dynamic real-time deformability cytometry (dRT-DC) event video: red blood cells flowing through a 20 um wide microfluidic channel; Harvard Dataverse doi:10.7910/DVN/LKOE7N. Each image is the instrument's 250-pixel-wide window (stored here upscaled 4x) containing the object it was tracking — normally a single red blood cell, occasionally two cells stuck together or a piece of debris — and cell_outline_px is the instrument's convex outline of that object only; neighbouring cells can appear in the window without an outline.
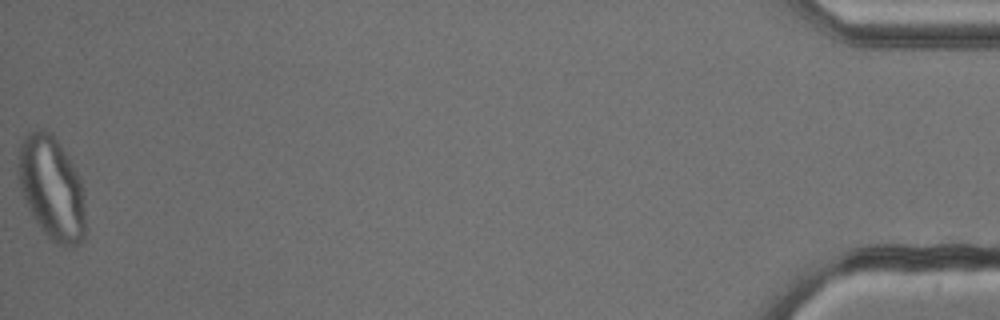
{"species": "common noctule bat (a hibernating species)", "species_latin": "Nyctalus noctula", "temperature_condition": "cold", "stored_images_in_passage": 54, "camera_frame_rate_fps": 3000, "um_per_image_px": 0.085, "animal": {"sex": "male", "body_mass_g": 13.3}, "frame": {"image": 1, "passage_image": 54, "time_ms": 17.667, "image_size_px": [1000, 320], "cell_outline_px": [[84, 240], [80, 244], [72, 248], [64, 248], [56, 244], [40, 228], [32, 216], [20, 192], [16, 176], [16, 148], [24, 136], [28, 132], [36, 128], [44, 128], [52, 132], [68, 156], [80, 176], [84, 188]], "centroid_in_image_um": [4.35, 15.94], "position_along_channel_um": 430.9, "area_um2": 42.08}}